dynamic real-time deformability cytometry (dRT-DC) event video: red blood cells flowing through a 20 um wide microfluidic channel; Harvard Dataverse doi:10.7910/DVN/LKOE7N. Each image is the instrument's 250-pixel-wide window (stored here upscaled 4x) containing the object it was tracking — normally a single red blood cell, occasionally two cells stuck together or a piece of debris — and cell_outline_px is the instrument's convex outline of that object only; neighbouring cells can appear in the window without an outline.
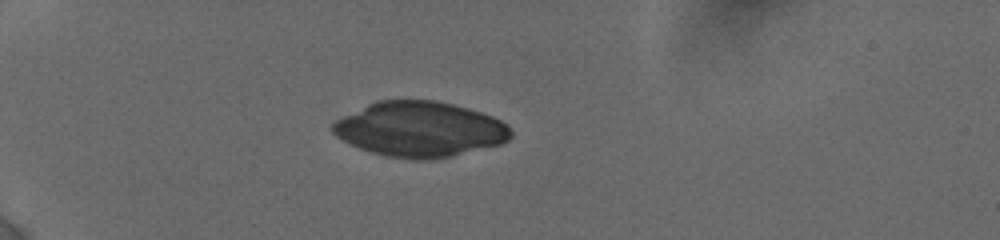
{"species": "human", "species_latin": "Homo sapiens", "temperature_condition": "cold", "stored_images_in_passage": 41, "camera_frame_rate_fps": 3000, "um_per_image_px": 0.085, "donor": {"sex": "female"}, "frame": {"image": 1, "passage_image": 1, "time_ms": 0.0, "image_size_px": [1000, 240], "cell_outline_px": [[512, 136], [508, 140], [500, 144], [452, 156], [428, 160], [412, 160], [388, 156], [372, 152], [360, 148], [336, 136], [332, 132], [332, 124], [336, 120], [376, 100], [436, 100], [468, 108], [492, 116], [500, 120], [512, 132]], "centroid_in_image_um": [35.69, 10.99], "position_along_channel_um": 49.3, "area_um2": 56.93}}